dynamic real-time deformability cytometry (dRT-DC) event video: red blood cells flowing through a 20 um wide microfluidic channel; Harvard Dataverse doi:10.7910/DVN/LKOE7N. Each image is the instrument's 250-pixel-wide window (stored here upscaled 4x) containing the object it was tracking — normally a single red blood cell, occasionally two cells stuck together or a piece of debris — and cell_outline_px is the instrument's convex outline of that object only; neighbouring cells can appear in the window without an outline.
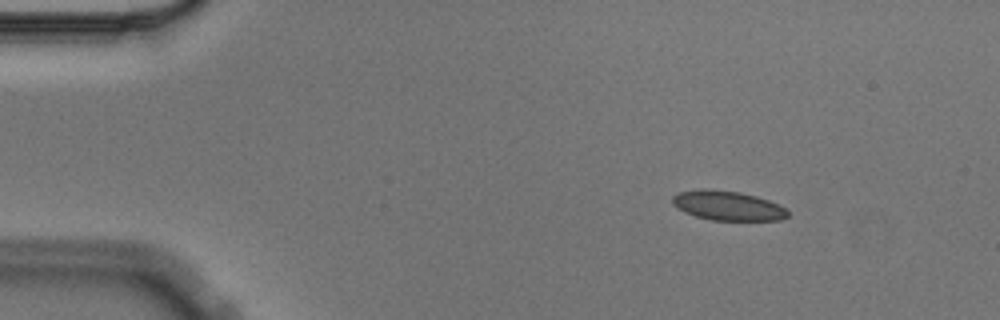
{"species": "Egyptian fruit bat (a non-hibernating species)", "species_latin": "Rousettus aegyptiacus", "temperature_condition": "cold", "stored_images_in_passage": 9, "camera_frame_rate_fps": 3000, "um_per_image_px": 0.085, "animal": {"sex": "male"}, "frame": {"image": 1, "passage_image": 2, "time_ms": 0.333, "image_size_px": [1000, 320], "cell_outline_px": [[788, 216], [780, 220], [712, 220], [696, 216], [684, 212], [672, 204], [672, 196], [680, 192], [700, 188], [704, 188], [740, 192], [756, 196], [780, 204], [788, 208]], "centroid_in_image_um": [61.87, 17.47], "position_along_channel_um": 23.1, "area_um2": 19.94}}
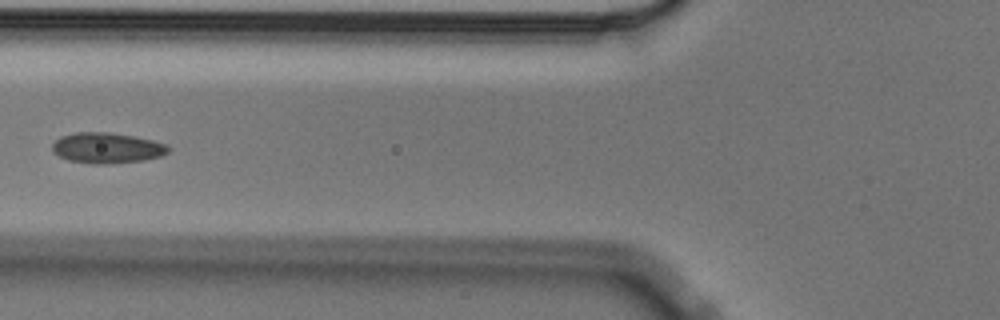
{"frame": {"image": 2, "passage_image": 6, "time_ms": 1.667, "image_size_px": [1000, 320], "cell_outline_px": [[172, 148], [168, 152], [160, 156], [144, 160], [108, 164], [92, 164], [68, 160], [52, 152], [52, 144], [60, 136], [76, 132], [108, 132], [136, 136], [168, 144]], "centroid_in_image_um": [9.11, 12.57], "position_along_channel_um": 116.7, "area_um2": 20.92}}
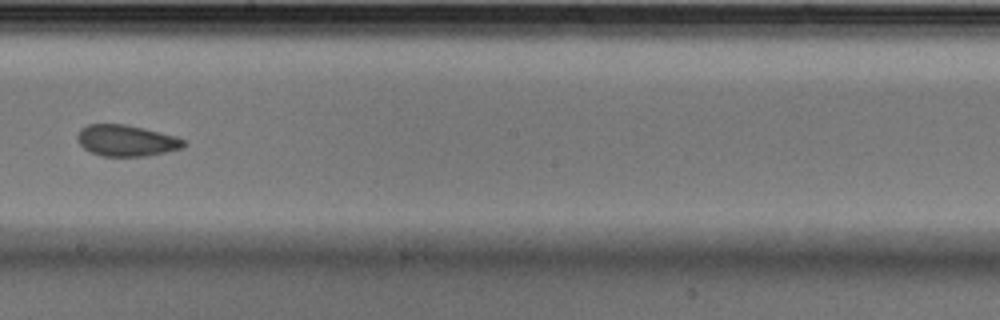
{"frame": {"image": 3, "passage_image": 9, "time_ms": 2.667, "image_size_px": [1000, 320], "cell_outline_px": [[188, 144], [184, 148], [148, 156], [100, 156], [84, 148], [76, 140], [76, 136], [80, 128], [88, 124], [124, 124], [144, 128], [176, 136], [184, 140]], "centroid_in_image_um": [10.75, 11.95], "position_along_channel_um": 237.4, "area_um2": 19.59}}